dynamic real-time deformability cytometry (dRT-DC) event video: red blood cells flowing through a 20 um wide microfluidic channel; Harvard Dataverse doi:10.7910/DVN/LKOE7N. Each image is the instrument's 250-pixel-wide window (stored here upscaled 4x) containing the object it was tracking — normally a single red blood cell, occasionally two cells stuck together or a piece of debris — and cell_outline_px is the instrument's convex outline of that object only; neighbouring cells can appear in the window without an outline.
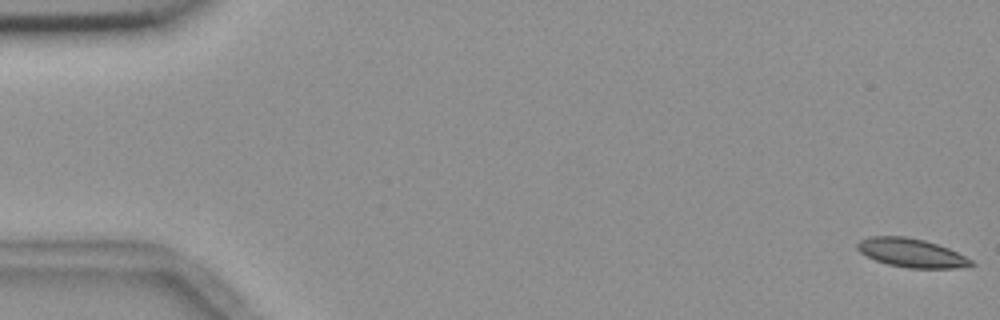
{"species": "common noctule bat (a hibernating species)", "species_latin": "Nyctalus noctula", "temperature_condition": "room temperature", "stored_images_in_passage": 4, "camera_frame_rate_fps": 3000, "um_per_image_px": 0.085, "animal": {"sex": "female", "body_mass_g": 18.4}, "frame": {"image": 1, "passage_image": 1, "time_ms": 0.0, "image_size_px": [1000, 320], "cell_outline_px": [[976, 264], [956, 268], [908, 268], [888, 264], [876, 260], [860, 252], [856, 248], [856, 244], [860, 240], [868, 236], [904, 236], [924, 240], [948, 248], [972, 260]], "centroid_in_image_um": [77.44, 21.49], "position_along_channel_um": 7.6, "area_um2": 18.9}}